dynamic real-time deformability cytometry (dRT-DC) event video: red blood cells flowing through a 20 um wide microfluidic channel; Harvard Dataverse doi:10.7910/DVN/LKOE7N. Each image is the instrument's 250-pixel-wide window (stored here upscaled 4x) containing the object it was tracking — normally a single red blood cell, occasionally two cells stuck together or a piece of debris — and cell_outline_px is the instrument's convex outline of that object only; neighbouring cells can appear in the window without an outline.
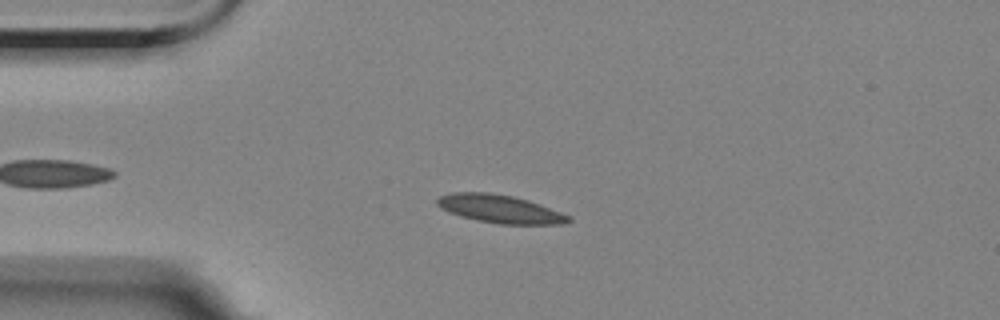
{"species": "Egyptian fruit bat (a non-hibernating species)", "species_latin": "Rousettus aegyptiacus", "temperature_condition": "room temperature", "stored_images_in_passage": 8, "camera_frame_rate_fps": 3000, "um_per_image_px": 0.085, "animal": {"sex": "female"}, "frame": {"image": 1, "passage_image": 6, "time_ms": 1.667, "image_size_px": [1000, 320], "cell_outline_px": [[572, 220], [564, 224], [500, 224], [476, 220], [460, 216], [448, 212], [440, 208], [436, 204], [436, 200], [440, 196], [452, 192], [488, 192], [512, 196], [528, 200], [540, 204], [572, 216]], "centroid_in_image_um": [42.49, 17.76], "position_along_channel_um": 42.5, "area_um2": 21.68}}